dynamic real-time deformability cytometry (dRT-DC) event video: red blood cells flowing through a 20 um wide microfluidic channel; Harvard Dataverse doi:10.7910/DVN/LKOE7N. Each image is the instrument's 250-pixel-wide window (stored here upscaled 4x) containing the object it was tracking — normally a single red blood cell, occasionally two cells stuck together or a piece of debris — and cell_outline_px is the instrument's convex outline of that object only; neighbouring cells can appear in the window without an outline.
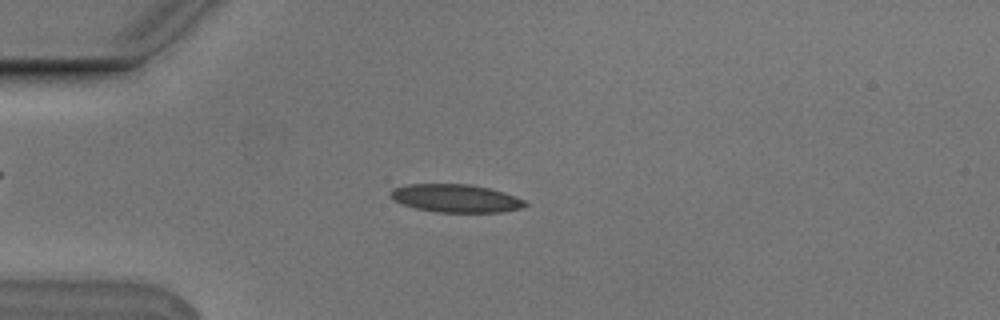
{"species": "Egyptian fruit bat (a non-hibernating species)", "species_latin": "Rousettus aegyptiacus", "temperature_condition": "cold", "stored_images_in_passage": 45, "camera_frame_rate_fps": 3000, "um_per_image_px": 0.085, "animal": {"sex": "male"}, "frame": {"image": 1, "passage_image": 5, "time_ms": 1.333, "image_size_px": [1000, 320], "cell_outline_px": [[528, 204], [520, 208], [504, 212], [436, 212], [416, 208], [392, 200], [388, 196], [388, 192], [392, 188], [408, 184], [468, 184], [488, 188], [504, 192], [516, 196], [524, 200]], "centroid_in_image_um": [38.7, 16.85], "position_along_channel_um": 46.3, "area_um2": 22.08}}
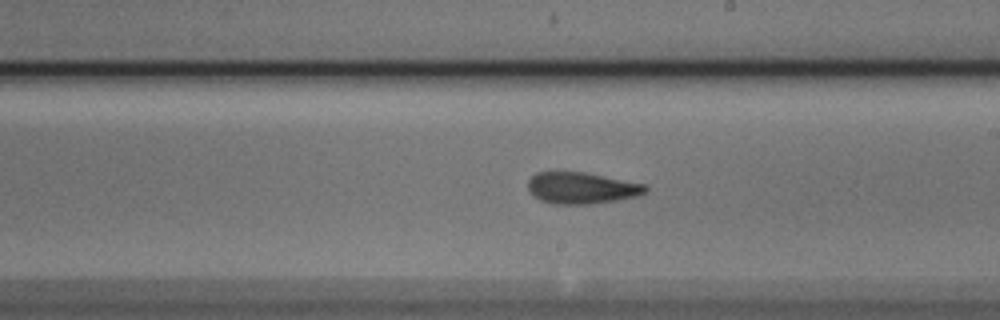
{"frame": {"image": 2, "passage_image": 22, "time_ms": 7.0, "image_size_px": [1000, 320], "cell_outline_px": [[648, 192], [640, 196], [592, 204], [552, 204], [540, 200], [528, 188], [528, 180], [536, 172], [584, 172], [644, 184], [648, 188]], "centroid_in_image_um": [49.46, 15.99], "position_along_channel_um": 239.5, "area_um2": 21.5}}
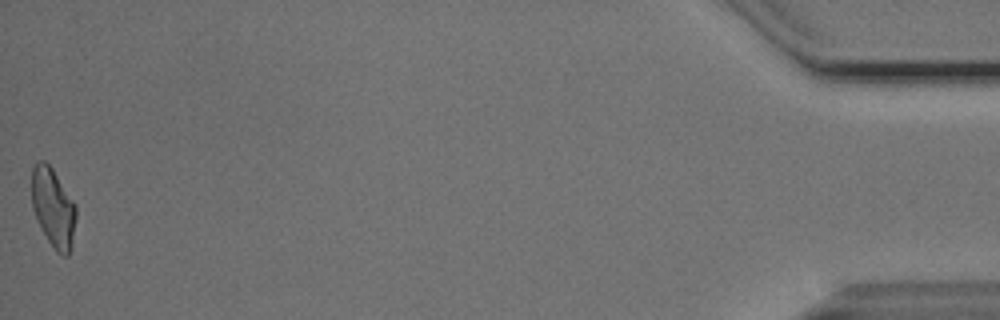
{"frame": {"image": 3, "passage_image": 45, "time_ms": 14.667, "image_size_px": [1000, 320], "cell_outline_px": [[76, 220], [72, 248], [68, 256], [64, 256], [56, 252], [48, 240], [32, 208], [32, 168], [40, 160], [44, 160], [52, 168], [76, 204]], "centroid_in_image_um": [4.55, 17.67], "position_along_channel_um": 430.6, "area_um2": 20.4}, "authors_computed_cell_mechanics": {"area_um2": 21.4438, "velocity_mm_per_s": 3.758, "shape_relaxation_time_tau1_ms": 5.783, "shape_relaxation_time_tau2_ms": 2.3969, "deformation_change_tau1": 0.1511, "deformation_change_tau2": 0.0971}}